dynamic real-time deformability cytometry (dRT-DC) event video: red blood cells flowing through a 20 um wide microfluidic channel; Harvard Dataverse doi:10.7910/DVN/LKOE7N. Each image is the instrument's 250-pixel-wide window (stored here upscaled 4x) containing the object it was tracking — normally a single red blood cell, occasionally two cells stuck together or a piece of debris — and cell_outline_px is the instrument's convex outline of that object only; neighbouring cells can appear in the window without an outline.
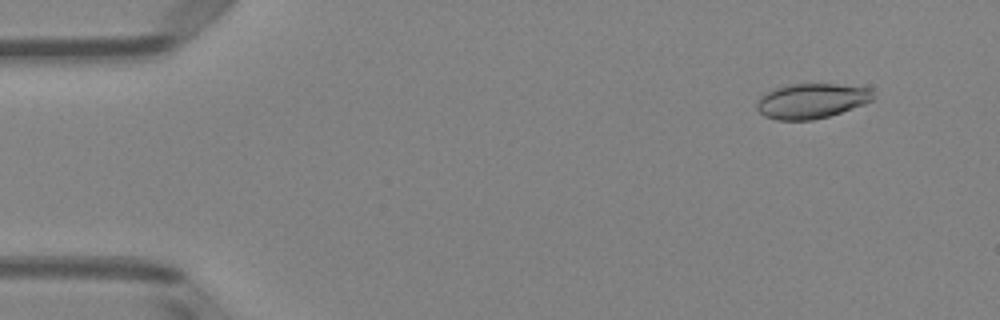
{"species": "Egyptian fruit bat (a non-hibernating species)", "species_latin": "Rousettus aegyptiacus", "temperature_condition": "room temperature", "stored_images_in_passage": 51, "camera_frame_rate_fps": 3000, "um_per_image_px": 0.085, "animal": {"sex": "female"}, "frame": {"image": 1, "passage_image": 5, "time_ms": 1.333, "image_size_px": [1000, 320], "cell_outline_px": [[876, 96], [872, 100], [864, 104], [828, 116], [812, 120], [776, 120], [764, 116], [756, 108], [756, 104], [760, 96], [772, 88], [788, 84], [836, 84], [872, 88]], "centroid_in_image_um": [68.97, 8.57], "position_along_channel_um": 16.0, "area_um2": 23.93}}
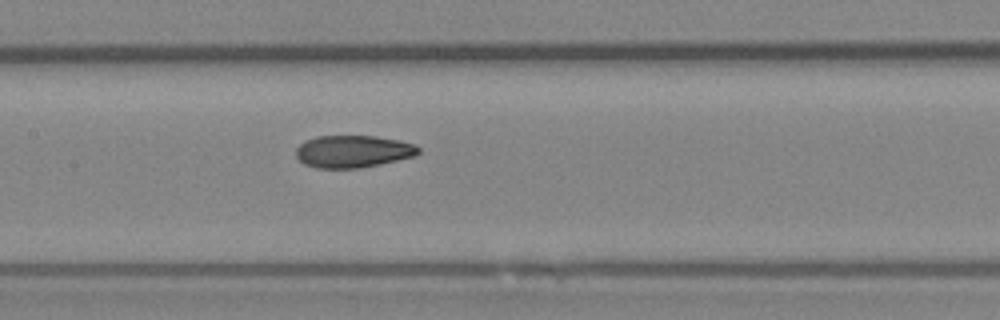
{"frame": {"image": 2, "passage_image": 25, "time_ms": 8.0, "image_size_px": [1000, 320], "cell_outline_px": [[420, 152], [416, 156], [380, 164], [360, 168], [316, 168], [304, 164], [296, 156], [296, 148], [300, 144], [316, 136], [376, 136], [400, 140], [416, 144], [420, 148]], "centroid_in_image_um": [30.04, 12.87], "position_along_channel_um": 177.4, "area_um2": 23.18}}
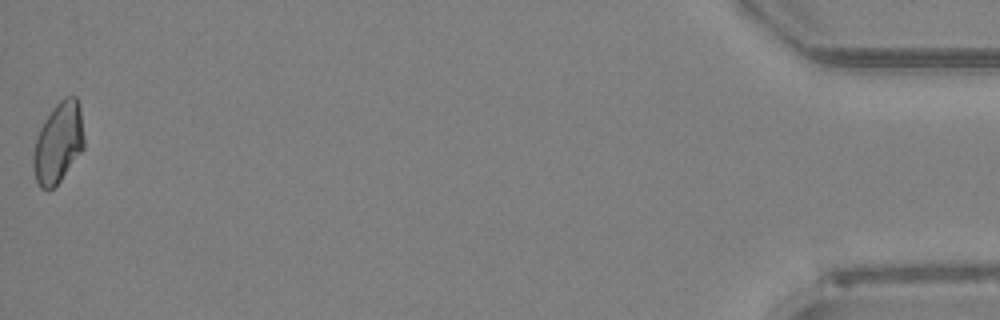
{"frame": {"image": 3, "passage_image": 51, "time_ms": 16.667, "image_size_px": [1000, 320], "cell_outline_px": [[84, 148], [60, 180], [48, 192], [40, 188], [36, 180], [32, 168], [32, 156], [36, 136], [44, 120], [52, 108], [64, 96], [76, 96], [80, 104], [84, 136]], "centroid_in_image_um": [4.94, 12.12], "position_along_channel_um": 430.3, "area_um2": 24.16}, "authors_computed_cell_mechanics": {"area_um2": 23.4668, "velocity_mm_per_s": 4.0274, "shape_relaxation_time_tau1_ms": null, "shape_relaxation_time_tau2_ms": 1.5715, "deformation_change_tau1": null, "deformation_change_tau2": 0.0629}}